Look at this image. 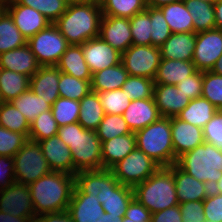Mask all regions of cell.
Segmentation results:
<instances>
[{
	"instance_id": "cell-28",
	"label": "cell",
	"mask_w": 222,
	"mask_h": 222,
	"mask_svg": "<svg viewBox=\"0 0 222 222\" xmlns=\"http://www.w3.org/2000/svg\"><path fill=\"white\" fill-rule=\"evenodd\" d=\"M56 67L60 72L82 80H91L92 73L84 59L81 45H69Z\"/></svg>"
},
{
	"instance_id": "cell-49",
	"label": "cell",
	"mask_w": 222,
	"mask_h": 222,
	"mask_svg": "<svg viewBox=\"0 0 222 222\" xmlns=\"http://www.w3.org/2000/svg\"><path fill=\"white\" fill-rule=\"evenodd\" d=\"M75 186L84 194L97 196L102 190V169L78 172Z\"/></svg>"
},
{
	"instance_id": "cell-5",
	"label": "cell",
	"mask_w": 222,
	"mask_h": 222,
	"mask_svg": "<svg viewBox=\"0 0 222 222\" xmlns=\"http://www.w3.org/2000/svg\"><path fill=\"white\" fill-rule=\"evenodd\" d=\"M136 148L143 151L160 167L177 162L171 137V118L160 117L135 133Z\"/></svg>"
},
{
	"instance_id": "cell-35",
	"label": "cell",
	"mask_w": 222,
	"mask_h": 222,
	"mask_svg": "<svg viewBox=\"0 0 222 222\" xmlns=\"http://www.w3.org/2000/svg\"><path fill=\"white\" fill-rule=\"evenodd\" d=\"M104 16L130 19L135 14L146 10V0H100Z\"/></svg>"
},
{
	"instance_id": "cell-20",
	"label": "cell",
	"mask_w": 222,
	"mask_h": 222,
	"mask_svg": "<svg viewBox=\"0 0 222 222\" xmlns=\"http://www.w3.org/2000/svg\"><path fill=\"white\" fill-rule=\"evenodd\" d=\"M122 116L133 133L145 128L161 117L154 98L131 100Z\"/></svg>"
},
{
	"instance_id": "cell-56",
	"label": "cell",
	"mask_w": 222,
	"mask_h": 222,
	"mask_svg": "<svg viewBox=\"0 0 222 222\" xmlns=\"http://www.w3.org/2000/svg\"><path fill=\"white\" fill-rule=\"evenodd\" d=\"M15 181L13 157L0 156V190Z\"/></svg>"
},
{
	"instance_id": "cell-58",
	"label": "cell",
	"mask_w": 222,
	"mask_h": 222,
	"mask_svg": "<svg viewBox=\"0 0 222 222\" xmlns=\"http://www.w3.org/2000/svg\"><path fill=\"white\" fill-rule=\"evenodd\" d=\"M34 222H74L69 212L45 213L35 217Z\"/></svg>"
},
{
	"instance_id": "cell-43",
	"label": "cell",
	"mask_w": 222,
	"mask_h": 222,
	"mask_svg": "<svg viewBox=\"0 0 222 222\" xmlns=\"http://www.w3.org/2000/svg\"><path fill=\"white\" fill-rule=\"evenodd\" d=\"M151 19V45L160 47L172 34L160 8L147 6Z\"/></svg>"
},
{
	"instance_id": "cell-19",
	"label": "cell",
	"mask_w": 222,
	"mask_h": 222,
	"mask_svg": "<svg viewBox=\"0 0 222 222\" xmlns=\"http://www.w3.org/2000/svg\"><path fill=\"white\" fill-rule=\"evenodd\" d=\"M99 198L82 193L74 186L67 211L74 222H97L103 216L104 210Z\"/></svg>"
},
{
	"instance_id": "cell-3",
	"label": "cell",
	"mask_w": 222,
	"mask_h": 222,
	"mask_svg": "<svg viewBox=\"0 0 222 222\" xmlns=\"http://www.w3.org/2000/svg\"><path fill=\"white\" fill-rule=\"evenodd\" d=\"M57 135L71 150L74 176L80 171L102 169L101 141L95 130L75 122L59 127Z\"/></svg>"
},
{
	"instance_id": "cell-18",
	"label": "cell",
	"mask_w": 222,
	"mask_h": 222,
	"mask_svg": "<svg viewBox=\"0 0 222 222\" xmlns=\"http://www.w3.org/2000/svg\"><path fill=\"white\" fill-rule=\"evenodd\" d=\"M38 143L52 171L74 175L71 150L58 135H54Z\"/></svg>"
},
{
	"instance_id": "cell-9",
	"label": "cell",
	"mask_w": 222,
	"mask_h": 222,
	"mask_svg": "<svg viewBox=\"0 0 222 222\" xmlns=\"http://www.w3.org/2000/svg\"><path fill=\"white\" fill-rule=\"evenodd\" d=\"M160 166L143 151L135 148L111 170L122 185L134 187L154 174Z\"/></svg>"
},
{
	"instance_id": "cell-66",
	"label": "cell",
	"mask_w": 222,
	"mask_h": 222,
	"mask_svg": "<svg viewBox=\"0 0 222 222\" xmlns=\"http://www.w3.org/2000/svg\"><path fill=\"white\" fill-rule=\"evenodd\" d=\"M63 1H65L67 4H74V3H81L86 0H63Z\"/></svg>"
},
{
	"instance_id": "cell-38",
	"label": "cell",
	"mask_w": 222,
	"mask_h": 222,
	"mask_svg": "<svg viewBox=\"0 0 222 222\" xmlns=\"http://www.w3.org/2000/svg\"><path fill=\"white\" fill-rule=\"evenodd\" d=\"M0 126L29 136V122L11 102H0Z\"/></svg>"
},
{
	"instance_id": "cell-48",
	"label": "cell",
	"mask_w": 222,
	"mask_h": 222,
	"mask_svg": "<svg viewBox=\"0 0 222 222\" xmlns=\"http://www.w3.org/2000/svg\"><path fill=\"white\" fill-rule=\"evenodd\" d=\"M202 97L216 108L222 105V75L203 71Z\"/></svg>"
},
{
	"instance_id": "cell-53",
	"label": "cell",
	"mask_w": 222,
	"mask_h": 222,
	"mask_svg": "<svg viewBox=\"0 0 222 222\" xmlns=\"http://www.w3.org/2000/svg\"><path fill=\"white\" fill-rule=\"evenodd\" d=\"M203 205L206 220L222 222V194L210 191L203 200Z\"/></svg>"
},
{
	"instance_id": "cell-40",
	"label": "cell",
	"mask_w": 222,
	"mask_h": 222,
	"mask_svg": "<svg viewBox=\"0 0 222 222\" xmlns=\"http://www.w3.org/2000/svg\"><path fill=\"white\" fill-rule=\"evenodd\" d=\"M58 125L53 117L52 110L41 113L30 123L28 139L42 141L58 134Z\"/></svg>"
},
{
	"instance_id": "cell-41",
	"label": "cell",
	"mask_w": 222,
	"mask_h": 222,
	"mask_svg": "<svg viewBox=\"0 0 222 222\" xmlns=\"http://www.w3.org/2000/svg\"><path fill=\"white\" fill-rule=\"evenodd\" d=\"M101 142L132 133L122 115L105 114L95 130Z\"/></svg>"
},
{
	"instance_id": "cell-54",
	"label": "cell",
	"mask_w": 222,
	"mask_h": 222,
	"mask_svg": "<svg viewBox=\"0 0 222 222\" xmlns=\"http://www.w3.org/2000/svg\"><path fill=\"white\" fill-rule=\"evenodd\" d=\"M182 222H205L203 201L179 203Z\"/></svg>"
},
{
	"instance_id": "cell-63",
	"label": "cell",
	"mask_w": 222,
	"mask_h": 222,
	"mask_svg": "<svg viewBox=\"0 0 222 222\" xmlns=\"http://www.w3.org/2000/svg\"><path fill=\"white\" fill-rule=\"evenodd\" d=\"M216 74L222 75V55L219 57V59L215 62L214 66L210 70Z\"/></svg>"
},
{
	"instance_id": "cell-67",
	"label": "cell",
	"mask_w": 222,
	"mask_h": 222,
	"mask_svg": "<svg viewBox=\"0 0 222 222\" xmlns=\"http://www.w3.org/2000/svg\"><path fill=\"white\" fill-rule=\"evenodd\" d=\"M217 112L222 116V105L217 108Z\"/></svg>"
},
{
	"instance_id": "cell-39",
	"label": "cell",
	"mask_w": 222,
	"mask_h": 222,
	"mask_svg": "<svg viewBox=\"0 0 222 222\" xmlns=\"http://www.w3.org/2000/svg\"><path fill=\"white\" fill-rule=\"evenodd\" d=\"M58 89L60 97L80 101L84 96L92 91L91 80H82L60 72Z\"/></svg>"
},
{
	"instance_id": "cell-6",
	"label": "cell",
	"mask_w": 222,
	"mask_h": 222,
	"mask_svg": "<svg viewBox=\"0 0 222 222\" xmlns=\"http://www.w3.org/2000/svg\"><path fill=\"white\" fill-rule=\"evenodd\" d=\"M176 164L190 176L212 187L222 176V149L204 142L181 155Z\"/></svg>"
},
{
	"instance_id": "cell-21",
	"label": "cell",
	"mask_w": 222,
	"mask_h": 222,
	"mask_svg": "<svg viewBox=\"0 0 222 222\" xmlns=\"http://www.w3.org/2000/svg\"><path fill=\"white\" fill-rule=\"evenodd\" d=\"M153 98L161 117H177L189 104L176 85L155 84Z\"/></svg>"
},
{
	"instance_id": "cell-55",
	"label": "cell",
	"mask_w": 222,
	"mask_h": 222,
	"mask_svg": "<svg viewBox=\"0 0 222 222\" xmlns=\"http://www.w3.org/2000/svg\"><path fill=\"white\" fill-rule=\"evenodd\" d=\"M152 213L135 198L131 200L126 211L127 221L133 222H150Z\"/></svg>"
},
{
	"instance_id": "cell-42",
	"label": "cell",
	"mask_w": 222,
	"mask_h": 222,
	"mask_svg": "<svg viewBox=\"0 0 222 222\" xmlns=\"http://www.w3.org/2000/svg\"><path fill=\"white\" fill-rule=\"evenodd\" d=\"M58 127L78 122L80 103L77 100L59 97L51 106Z\"/></svg>"
},
{
	"instance_id": "cell-8",
	"label": "cell",
	"mask_w": 222,
	"mask_h": 222,
	"mask_svg": "<svg viewBox=\"0 0 222 222\" xmlns=\"http://www.w3.org/2000/svg\"><path fill=\"white\" fill-rule=\"evenodd\" d=\"M27 44L41 66H56L69 46L54 23L31 37Z\"/></svg>"
},
{
	"instance_id": "cell-17",
	"label": "cell",
	"mask_w": 222,
	"mask_h": 222,
	"mask_svg": "<svg viewBox=\"0 0 222 222\" xmlns=\"http://www.w3.org/2000/svg\"><path fill=\"white\" fill-rule=\"evenodd\" d=\"M171 137L176 159L204 143L203 129L178 117L171 118Z\"/></svg>"
},
{
	"instance_id": "cell-36",
	"label": "cell",
	"mask_w": 222,
	"mask_h": 222,
	"mask_svg": "<svg viewBox=\"0 0 222 222\" xmlns=\"http://www.w3.org/2000/svg\"><path fill=\"white\" fill-rule=\"evenodd\" d=\"M26 44V38L15 26L10 14L5 11L0 17V54L23 47Z\"/></svg>"
},
{
	"instance_id": "cell-47",
	"label": "cell",
	"mask_w": 222,
	"mask_h": 222,
	"mask_svg": "<svg viewBox=\"0 0 222 222\" xmlns=\"http://www.w3.org/2000/svg\"><path fill=\"white\" fill-rule=\"evenodd\" d=\"M155 82L152 79L129 75L122 89L131 100L153 98Z\"/></svg>"
},
{
	"instance_id": "cell-16",
	"label": "cell",
	"mask_w": 222,
	"mask_h": 222,
	"mask_svg": "<svg viewBox=\"0 0 222 222\" xmlns=\"http://www.w3.org/2000/svg\"><path fill=\"white\" fill-rule=\"evenodd\" d=\"M99 36L120 53L125 52L133 44L128 18L103 15Z\"/></svg>"
},
{
	"instance_id": "cell-10",
	"label": "cell",
	"mask_w": 222,
	"mask_h": 222,
	"mask_svg": "<svg viewBox=\"0 0 222 222\" xmlns=\"http://www.w3.org/2000/svg\"><path fill=\"white\" fill-rule=\"evenodd\" d=\"M161 61L160 47L131 45L121 53V63L131 76L154 79Z\"/></svg>"
},
{
	"instance_id": "cell-37",
	"label": "cell",
	"mask_w": 222,
	"mask_h": 222,
	"mask_svg": "<svg viewBox=\"0 0 222 222\" xmlns=\"http://www.w3.org/2000/svg\"><path fill=\"white\" fill-rule=\"evenodd\" d=\"M11 103L24 115L29 124L41 113L51 110V106L30 88Z\"/></svg>"
},
{
	"instance_id": "cell-32",
	"label": "cell",
	"mask_w": 222,
	"mask_h": 222,
	"mask_svg": "<svg viewBox=\"0 0 222 222\" xmlns=\"http://www.w3.org/2000/svg\"><path fill=\"white\" fill-rule=\"evenodd\" d=\"M79 103L78 122L84 129L96 130L105 115L98 93L90 91Z\"/></svg>"
},
{
	"instance_id": "cell-11",
	"label": "cell",
	"mask_w": 222,
	"mask_h": 222,
	"mask_svg": "<svg viewBox=\"0 0 222 222\" xmlns=\"http://www.w3.org/2000/svg\"><path fill=\"white\" fill-rule=\"evenodd\" d=\"M97 197L106 213L124 217L134 194L132 187L118 182L111 169H102V190Z\"/></svg>"
},
{
	"instance_id": "cell-1",
	"label": "cell",
	"mask_w": 222,
	"mask_h": 222,
	"mask_svg": "<svg viewBox=\"0 0 222 222\" xmlns=\"http://www.w3.org/2000/svg\"><path fill=\"white\" fill-rule=\"evenodd\" d=\"M102 16L99 2L84 1L68 4L54 24L69 45H81L99 36Z\"/></svg>"
},
{
	"instance_id": "cell-70",
	"label": "cell",
	"mask_w": 222,
	"mask_h": 222,
	"mask_svg": "<svg viewBox=\"0 0 222 222\" xmlns=\"http://www.w3.org/2000/svg\"><path fill=\"white\" fill-rule=\"evenodd\" d=\"M86 1H97V2H99L100 0H86Z\"/></svg>"
},
{
	"instance_id": "cell-33",
	"label": "cell",
	"mask_w": 222,
	"mask_h": 222,
	"mask_svg": "<svg viewBox=\"0 0 222 222\" xmlns=\"http://www.w3.org/2000/svg\"><path fill=\"white\" fill-rule=\"evenodd\" d=\"M30 86V77L0 68V102H11Z\"/></svg>"
},
{
	"instance_id": "cell-2",
	"label": "cell",
	"mask_w": 222,
	"mask_h": 222,
	"mask_svg": "<svg viewBox=\"0 0 222 222\" xmlns=\"http://www.w3.org/2000/svg\"><path fill=\"white\" fill-rule=\"evenodd\" d=\"M74 186V175L56 171H51L30 184L35 215L66 211Z\"/></svg>"
},
{
	"instance_id": "cell-57",
	"label": "cell",
	"mask_w": 222,
	"mask_h": 222,
	"mask_svg": "<svg viewBox=\"0 0 222 222\" xmlns=\"http://www.w3.org/2000/svg\"><path fill=\"white\" fill-rule=\"evenodd\" d=\"M181 218L179 205H176L153 213L150 222H182Z\"/></svg>"
},
{
	"instance_id": "cell-59",
	"label": "cell",
	"mask_w": 222,
	"mask_h": 222,
	"mask_svg": "<svg viewBox=\"0 0 222 222\" xmlns=\"http://www.w3.org/2000/svg\"><path fill=\"white\" fill-rule=\"evenodd\" d=\"M214 14H215L216 28L222 30V0H217L214 3Z\"/></svg>"
},
{
	"instance_id": "cell-22",
	"label": "cell",
	"mask_w": 222,
	"mask_h": 222,
	"mask_svg": "<svg viewBox=\"0 0 222 222\" xmlns=\"http://www.w3.org/2000/svg\"><path fill=\"white\" fill-rule=\"evenodd\" d=\"M60 70L56 66H41L30 78L29 88L50 106L60 97L58 83Z\"/></svg>"
},
{
	"instance_id": "cell-46",
	"label": "cell",
	"mask_w": 222,
	"mask_h": 222,
	"mask_svg": "<svg viewBox=\"0 0 222 222\" xmlns=\"http://www.w3.org/2000/svg\"><path fill=\"white\" fill-rule=\"evenodd\" d=\"M105 114L122 115L131 102L123 89H115L98 93Z\"/></svg>"
},
{
	"instance_id": "cell-29",
	"label": "cell",
	"mask_w": 222,
	"mask_h": 222,
	"mask_svg": "<svg viewBox=\"0 0 222 222\" xmlns=\"http://www.w3.org/2000/svg\"><path fill=\"white\" fill-rule=\"evenodd\" d=\"M129 77L122 63L92 74L91 90L97 93L121 89Z\"/></svg>"
},
{
	"instance_id": "cell-26",
	"label": "cell",
	"mask_w": 222,
	"mask_h": 222,
	"mask_svg": "<svg viewBox=\"0 0 222 222\" xmlns=\"http://www.w3.org/2000/svg\"><path fill=\"white\" fill-rule=\"evenodd\" d=\"M136 148L135 133L101 142L102 169H111Z\"/></svg>"
},
{
	"instance_id": "cell-25",
	"label": "cell",
	"mask_w": 222,
	"mask_h": 222,
	"mask_svg": "<svg viewBox=\"0 0 222 222\" xmlns=\"http://www.w3.org/2000/svg\"><path fill=\"white\" fill-rule=\"evenodd\" d=\"M196 45V33H172L160 46L161 58L192 61Z\"/></svg>"
},
{
	"instance_id": "cell-45",
	"label": "cell",
	"mask_w": 222,
	"mask_h": 222,
	"mask_svg": "<svg viewBox=\"0 0 222 222\" xmlns=\"http://www.w3.org/2000/svg\"><path fill=\"white\" fill-rule=\"evenodd\" d=\"M18 4L38 10L43 16L54 23L67 9L63 0H15Z\"/></svg>"
},
{
	"instance_id": "cell-30",
	"label": "cell",
	"mask_w": 222,
	"mask_h": 222,
	"mask_svg": "<svg viewBox=\"0 0 222 222\" xmlns=\"http://www.w3.org/2000/svg\"><path fill=\"white\" fill-rule=\"evenodd\" d=\"M160 10L172 33L194 32L193 20L184 1L161 6Z\"/></svg>"
},
{
	"instance_id": "cell-68",
	"label": "cell",
	"mask_w": 222,
	"mask_h": 222,
	"mask_svg": "<svg viewBox=\"0 0 222 222\" xmlns=\"http://www.w3.org/2000/svg\"><path fill=\"white\" fill-rule=\"evenodd\" d=\"M200 1H206V2H209L211 4H214L217 0H200Z\"/></svg>"
},
{
	"instance_id": "cell-13",
	"label": "cell",
	"mask_w": 222,
	"mask_h": 222,
	"mask_svg": "<svg viewBox=\"0 0 222 222\" xmlns=\"http://www.w3.org/2000/svg\"><path fill=\"white\" fill-rule=\"evenodd\" d=\"M222 55V30L214 28L196 33L192 62L199 71H209Z\"/></svg>"
},
{
	"instance_id": "cell-44",
	"label": "cell",
	"mask_w": 222,
	"mask_h": 222,
	"mask_svg": "<svg viewBox=\"0 0 222 222\" xmlns=\"http://www.w3.org/2000/svg\"><path fill=\"white\" fill-rule=\"evenodd\" d=\"M133 45H151V19L146 12L135 14L129 19Z\"/></svg>"
},
{
	"instance_id": "cell-12",
	"label": "cell",
	"mask_w": 222,
	"mask_h": 222,
	"mask_svg": "<svg viewBox=\"0 0 222 222\" xmlns=\"http://www.w3.org/2000/svg\"><path fill=\"white\" fill-rule=\"evenodd\" d=\"M0 210L34 222L36 215L29 185L14 181L11 185L1 189Z\"/></svg>"
},
{
	"instance_id": "cell-24",
	"label": "cell",
	"mask_w": 222,
	"mask_h": 222,
	"mask_svg": "<svg viewBox=\"0 0 222 222\" xmlns=\"http://www.w3.org/2000/svg\"><path fill=\"white\" fill-rule=\"evenodd\" d=\"M41 65L28 44L0 54V68L32 77Z\"/></svg>"
},
{
	"instance_id": "cell-69",
	"label": "cell",
	"mask_w": 222,
	"mask_h": 222,
	"mask_svg": "<svg viewBox=\"0 0 222 222\" xmlns=\"http://www.w3.org/2000/svg\"><path fill=\"white\" fill-rule=\"evenodd\" d=\"M122 222H133V221H127V217L124 216Z\"/></svg>"
},
{
	"instance_id": "cell-15",
	"label": "cell",
	"mask_w": 222,
	"mask_h": 222,
	"mask_svg": "<svg viewBox=\"0 0 222 222\" xmlns=\"http://www.w3.org/2000/svg\"><path fill=\"white\" fill-rule=\"evenodd\" d=\"M81 47L92 74L121 63V53L100 36L86 41Z\"/></svg>"
},
{
	"instance_id": "cell-4",
	"label": "cell",
	"mask_w": 222,
	"mask_h": 222,
	"mask_svg": "<svg viewBox=\"0 0 222 222\" xmlns=\"http://www.w3.org/2000/svg\"><path fill=\"white\" fill-rule=\"evenodd\" d=\"M133 194L152 214L179 205L173 165L160 167L148 179L134 186Z\"/></svg>"
},
{
	"instance_id": "cell-27",
	"label": "cell",
	"mask_w": 222,
	"mask_h": 222,
	"mask_svg": "<svg viewBox=\"0 0 222 222\" xmlns=\"http://www.w3.org/2000/svg\"><path fill=\"white\" fill-rule=\"evenodd\" d=\"M197 71L192 61L161 58L155 78V84L177 85Z\"/></svg>"
},
{
	"instance_id": "cell-31",
	"label": "cell",
	"mask_w": 222,
	"mask_h": 222,
	"mask_svg": "<svg viewBox=\"0 0 222 222\" xmlns=\"http://www.w3.org/2000/svg\"><path fill=\"white\" fill-rule=\"evenodd\" d=\"M217 113V108L203 97L190 100L189 104L177 116L194 126L204 128Z\"/></svg>"
},
{
	"instance_id": "cell-62",
	"label": "cell",
	"mask_w": 222,
	"mask_h": 222,
	"mask_svg": "<svg viewBox=\"0 0 222 222\" xmlns=\"http://www.w3.org/2000/svg\"><path fill=\"white\" fill-rule=\"evenodd\" d=\"M123 217L104 212L103 216L97 222H122Z\"/></svg>"
},
{
	"instance_id": "cell-60",
	"label": "cell",
	"mask_w": 222,
	"mask_h": 222,
	"mask_svg": "<svg viewBox=\"0 0 222 222\" xmlns=\"http://www.w3.org/2000/svg\"><path fill=\"white\" fill-rule=\"evenodd\" d=\"M0 222H31L27 218L17 217L0 210Z\"/></svg>"
},
{
	"instance_id": "cell-61",
	"label": "cell",
	"mask_w": 222,
	"mask_h": 222,
	"mask_svg": "<svg viewBox=\"0 0 222 222\" xmlns=\"http://www.w3.org/2000/svg\"><path fill=\"white\" fill-rule=\"evenodd\" d=\"M183 0H146L147 6L160 8L161 6L167 5L169 3L179 2Z\"/></svg>"
},
{
	"instance_id": "cell-7",
	"label": "cell",
	"mask_w": 222,
	"mask_h": 222,
	"mask_svg": "<svg viewBox=\"0 0 222 222\" xmlns=\"http://www.w3.org/2000/svg\"><path fill=\"white\" fill-rule=\"evenodd\" d=\"M15 181L30 185L51 172L38 142L28 139L13 156Z\"/></svg>"
},
{
	"instance_id": "cell-52",
	"label": "cell",
	"mask_w": 222,
	"mask_h": 222,
	"mask_svg": "<svg viewBox=\"0 0 222 222\" xmlns=\"http://www.w3.org/2000/svg\"><path fill=\"white\" fill-rule=\"evenodd\" d=\"M204 142L222 147V116L217 112L203 128Z\"/></svg>"
},
{
	"instance_id": "cell-65",
	"label": "cell",
	"mask_w": 222,
	"mask_h": 222,
	"mask_svg": "<svg viewBox=\"0 0 222 222\" xmlns=\"http://www.w3.org/2000/svg\"><path fill=\"white\" fill-rule=\"evenodd\" d=\"M6 11V0H0V17Z\"/></svg>"
},
{
	"instance_id": "cell-50",
	"label": "cell",
	"mask_w": 222,
	"mask_h": 222,
	"mask_svg": "<svg viewBox=\"0 0 222 222\" xmlns=\"http://www.w3.org/2000/svg\"><path fill=\"white\" fill-rule=\"evenodd\" d=\"M27 140L24 134L0 126V156L13 157Z\"/></svg>"
},
{
	"instance_id": "cell-64",
	"label": "cell",
	"mask_w": 222,
	"mask_h": 222,
	"mask_svg": "<svg viewBox=\"0 0 222 222\" xmlns=\"http://www.w3.org/2000/svg\"><path fill=\"white\" fill-rule=\"evenodd\" d=\"M211 191L214 193L222 194V176L221 178L211 187Z\"/></svg>"
},
{
	"instance_id": "cell-23",
	"label": "cell",
	"mask_w": 222,
	"mask_h": 222,
	"mask_svg": "<svg viewBox=\"0 0 222 222\" xmlns=\"http://www.w3.org/2000/svg\"><path fill=\"white\" fill-rule=\"evenodd\" d=\"M173 176L179 203L203 201L211 191L210 186L190 176L176 163L173 164Z\"/></svg>"
},
{
	"instance_id": "cell-51",
	"label": "cell",
	"mask_w": 222,
	"mask_h": 222,
	"mask_svg": "<svg viewBox=\"0 0 222 222\" xmlns=\"http://www.w3.org/2000/svg\"><path fill=\"white\" fill-rule=\"evenodd\" d=\"M203 71L197 70L194 74L180 81L176 87L190 100L202 97Z\"/></svg>"
},
{
	"instance_id": "cell-14",
	"label": "cell",
	"mask_w": 222,
	"mask_h": 222,
	"mask_svg": "<svg viewBox=\"0 0 222 222\" xmlns=\"http://www.w3.org/2000/svg\"><path fill=\"white\" fill-rule=\"evenodd\" d=\"M6 11L27 41L51 24L38 10L20 5L15 0H6Z\"/></svg>"
},
{
	"instance_id": "cell-34",
	"label": "cell",
	"mask_w": 222,
	"mask_h": 222,
	"mask_svg": "<svg viewBox=\"0 0 222 222\" xmlns=\"http://www.w3.org/2000/svg\"><path fill=\"white\" fill-rule=\"evenodd\" d=\"M193 20L194 32L216 28L214 4L200 0H183Z\"/></svg>"
}]
</instances>
